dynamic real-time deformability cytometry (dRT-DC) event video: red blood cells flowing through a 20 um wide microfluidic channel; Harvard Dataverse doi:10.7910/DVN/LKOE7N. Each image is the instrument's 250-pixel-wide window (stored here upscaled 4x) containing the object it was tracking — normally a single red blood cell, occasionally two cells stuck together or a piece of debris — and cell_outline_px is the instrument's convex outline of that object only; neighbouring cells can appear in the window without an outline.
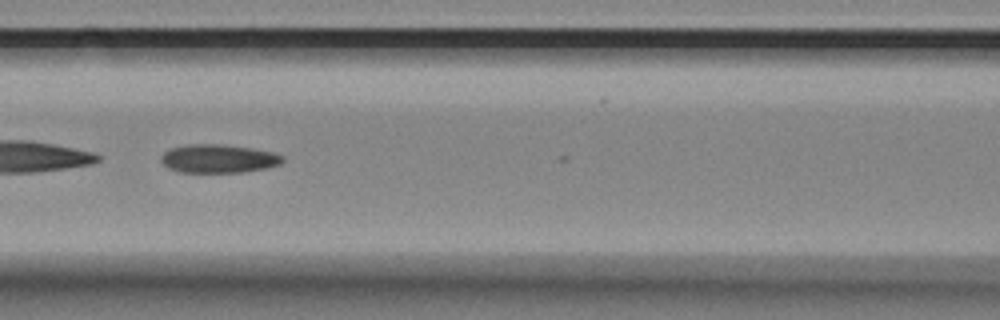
{"species": "Egyptian fruit bat (a non-hibernating species)", "species_latin": "Rousettus aegyptiacus", "temperature_condition": "room temperature", "stored_images_in_passage": 10, "camera_frame_rate_fps": 3000, "um_per_image_px": 0.085, "animal": {"sex": "female"}, "frame": {"image": 1, "passage_image": 7, "time_ms": 2.0, "image_size_px": [1000, 320], "cell_outline_px": [[284, 160], [280, 164], [268, 168], [244, 172], [180, 172], [168, 168], [160, 160], [160, 156], [164, 152], [172, 148], [192, 144], [220, 144], [252, 148], [272, 152], [284, 156]], "centroid_in_image_um": [18.59, 13.49], "position_along_channel_um": 148.0, "area_um2": 20.17}}
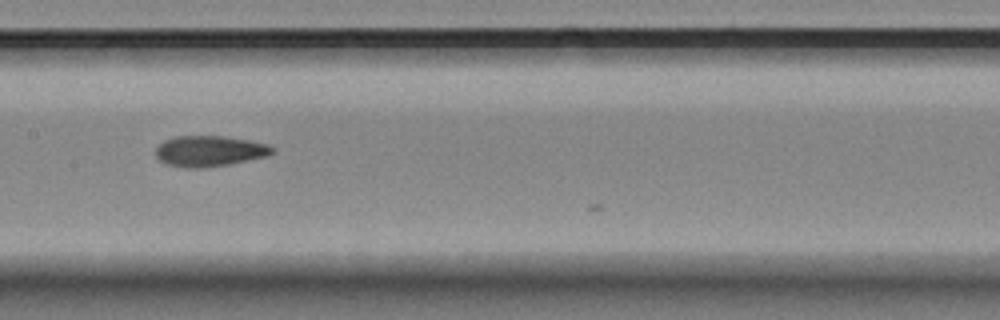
{"frame": {"image": 2, "passage_image": 9, "time_ms": 2.667, "image_size_px": [1000, 320], "cell_outline_px": [[276, 152], [268, 156], [228, 164], [204, 168], [188, 168], [164, 164], [156, 156], [156, 148], [164, 140], [176, 136], [224, 136], [248, 140], [268, 144], [276, 148]], "centroid_in_image_um": [17.83, 12.84], "position_along_channel_um": 189.6, "area_um2": 21.04}}